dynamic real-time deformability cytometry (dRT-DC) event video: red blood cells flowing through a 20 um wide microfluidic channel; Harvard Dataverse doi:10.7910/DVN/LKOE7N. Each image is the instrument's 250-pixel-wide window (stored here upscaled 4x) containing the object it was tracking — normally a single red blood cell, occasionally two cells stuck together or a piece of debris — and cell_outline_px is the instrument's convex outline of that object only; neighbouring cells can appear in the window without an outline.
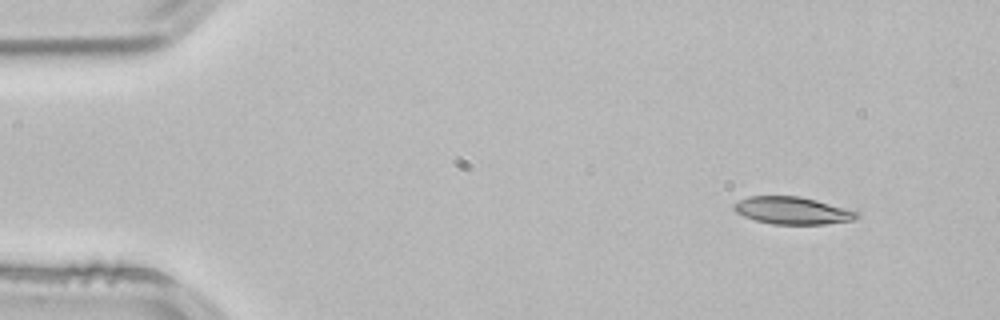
{"species": "common noctule bat (a hibernating species)", "species_latin": "Nyctalus noctula", "temperature_condition": "room temperature", "stored_images_in_passage": 2, "camera_frame_rate_fps": 3000, "um_per_image_px": 0.085, "animal": {"sex": "male", "body_mass_g": 21.5, "forearm_length_mm": 52.0}, "frame": {"image": 1, "passage_image": 1, "time_ms": 0.0, "image_size_px": [1000, 320], "cell_outline_px": [[860, 216], [852, 220], [824, 224], [772, 224], [756, 220], [744, 216], [736, 212], [732, 208], [732, 204], [748, 196], [800, 196], [856, 208], [860, 212]], "centroid_in_image_um": [67.46, 17.88], "position_along_channel_um": 17.5, "area_um2": 20.11}}
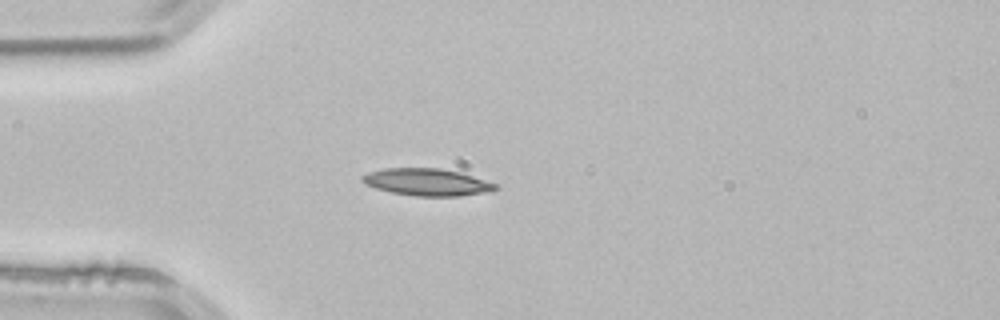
{"frame": {"image": 2, "passage_image": 2, "time_ms": 0.333, "image_size_px": [1000, 320], "cell_outline_px": [[500, 188], [492, 192], [460, 196], [416, 196], [392, 192], [376, 188], [364, 184], [360, 180], [360, 176], [368, 172], [384, 168], [440, 168], [460, 172], [496, 184]], "centroid_in_image_um": [36.29, 15.48], "position_along_channel_um": 48.7, "area_um2": 21.21}}